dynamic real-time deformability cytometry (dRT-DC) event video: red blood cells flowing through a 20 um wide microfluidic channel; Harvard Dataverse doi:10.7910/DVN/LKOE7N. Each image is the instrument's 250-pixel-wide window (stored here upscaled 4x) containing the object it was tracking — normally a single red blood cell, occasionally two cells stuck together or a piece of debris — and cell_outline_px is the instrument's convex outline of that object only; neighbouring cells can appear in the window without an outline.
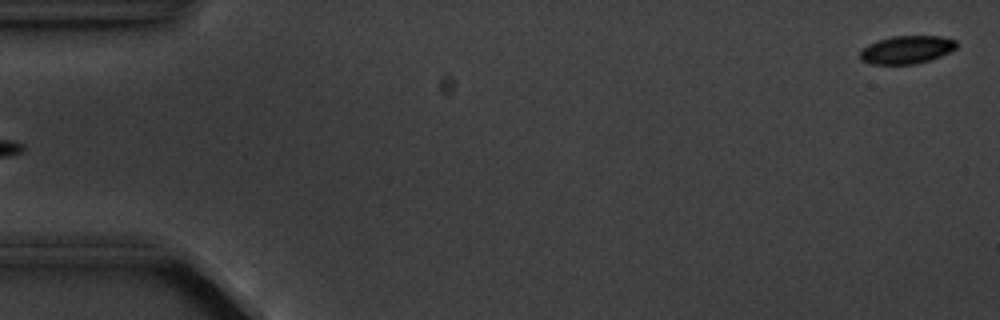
{"species": "common noctule bat (a hibernating species)", "species_latin": "Nyctalus noctula", "temperature_condition": "cold", "stored_images_in_passage": 6, "camera_frame_rate_fps": 3000, "um_per_image_px": 0.085, "animal": {"sex": "male", "body_mass_g": 20.1, "forearm_length_mm": 53.5}, "frame": {"image": 1, "passage_image": 6, "time_ms": 6.0, "image_size_px": [1000, 320], "cell_outline_px": [[956, 48], [932, 60], [916, 64], [872, 64], [860, 60], [860, 52], [868, 44], [892, 36], [940, 36], [956, 40]], "centroid_in_image_um": [77.07, 4.23], "position_along_channel_um": 7.9, "area_um2": 15.66}}